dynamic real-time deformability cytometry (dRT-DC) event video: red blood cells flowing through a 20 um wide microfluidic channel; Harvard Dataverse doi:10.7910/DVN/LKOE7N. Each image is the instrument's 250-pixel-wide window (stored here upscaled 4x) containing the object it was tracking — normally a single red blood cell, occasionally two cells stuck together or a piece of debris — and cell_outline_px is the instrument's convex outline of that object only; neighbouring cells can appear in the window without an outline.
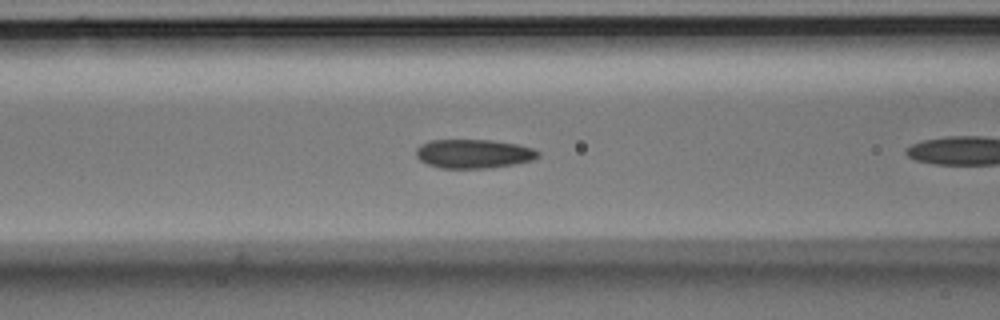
{"species": "Egyptian fruit bat (a non-hibernating species)", "species_latin": "Rousettus aegyptiacus", "temperature_condition": "room temperature", "stored_images_in_passage": 10, "camera_frame_rate_fps": 3000, "um_per_image_px": 0.085, "animal": {"sex": "male"}, "frame": {"image": 1, "passage_image": 6, "time_ms": 1.667, "image_size_px": [1000, 320], "cell_outline_px": [[540, 156], [532, 160], [512, 164], [488, 168], [440, 168], [428, 164], [420, 160], [416, 156], [416, 148], [420, 144], [432, 140], [492, 140], [516, 144], [532, 148], [540, 152]], "centroid_in_image_um": [40.24, 13.06], "position_along_channel_um": 126.4, "area_um2": 20.52}}
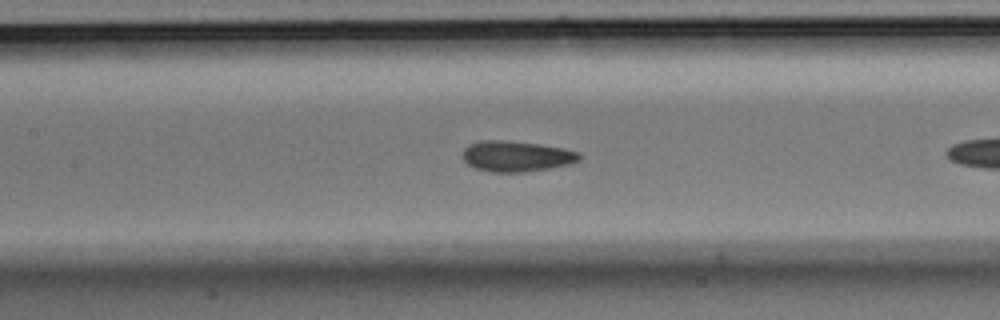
{"frame": {"image": 2, "passage_image": 9, "time_ms": 2.667, "image_size_px": [1000, 320], "cell_outline_px": [[580, 160], [572, 164], [524, 172], [492, 172], [476, 168], [468, 164], [464, 160], [464, 148], [468, 144], [484, 140], [500, 140], [536, 144], [564, 148], [580, 152]], "centroid_in_image_um": [43.92, 13.28], "position_along_channel_um": 163.5, "area_um2": 20.69}}